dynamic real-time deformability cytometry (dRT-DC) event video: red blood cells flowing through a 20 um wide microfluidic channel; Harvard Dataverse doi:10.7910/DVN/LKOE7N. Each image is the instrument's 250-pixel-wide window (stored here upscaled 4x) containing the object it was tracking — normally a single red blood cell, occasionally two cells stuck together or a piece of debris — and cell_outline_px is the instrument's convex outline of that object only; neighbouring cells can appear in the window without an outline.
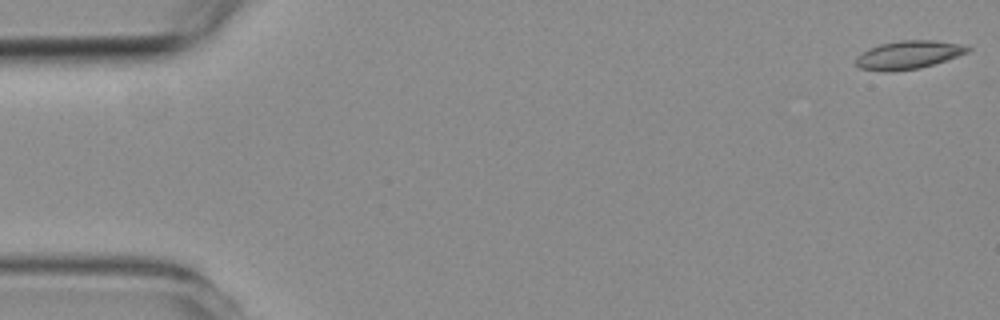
{"species": "common noctule bat (a hibernating species)", "species_latin": "Nyctalus noctula", "temperature_condition": "room temperature", "stored_images_in_passage": 5, "camera_frame_rate_fps": 3000, "um_per_image_px": 0.085, "animal": {"sex": "female", "body_mass_g": 19.3, "forearm_length_mm": 54.1}, "frame": {"image": 1, "passage_image": 1, "time_ms": 0.0, "image_size_px": [1000, 320], "cell_outline_px": [[972, 48], [968, 52], [920, 68], [888, 72], [884, 72], [860, 68], [856, 64], [856, 56], [868, 48], [880, 44], [900, 40], [936, 40], [960, 44]], "centroid_in_image_um": [77.17, 4.66], "position_along_channel_um": 7.8, "area_um2": 18.32}}
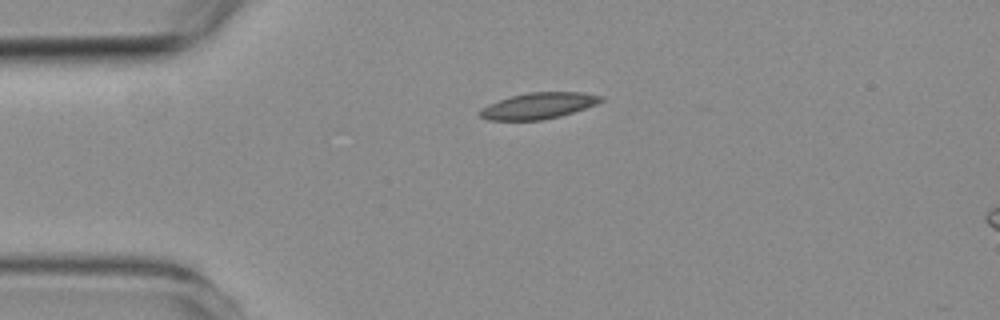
{"frame": {"image": 2, "passage_image": 4, "time_ms": 3.667, "image_size_px": [1000, 320], "cell_outline_px": [[604, 100], [596, 104], [560, 116], [544, 120], [488, 120], [480, 116], [480, 112], [488, 104], [512, 96], [528, 92], [584, 92], [604, 96]], "centroid_in_image_um": [45.81, 8.98], "position_along_channel_um": 39.2, "area_um2": 18.26}}